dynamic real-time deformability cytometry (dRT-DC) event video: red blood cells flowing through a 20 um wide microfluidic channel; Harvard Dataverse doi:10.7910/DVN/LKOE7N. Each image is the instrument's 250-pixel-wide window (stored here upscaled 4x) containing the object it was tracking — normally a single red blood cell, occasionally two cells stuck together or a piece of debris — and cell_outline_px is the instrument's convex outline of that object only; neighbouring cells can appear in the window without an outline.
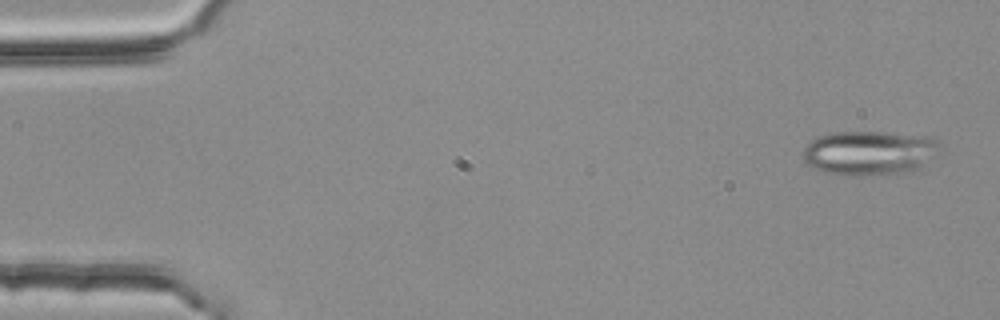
{"species": "common noctule bat (a hibernating species)", "species_latin": "Nyctalus noctula", "temperature_condition": "room temperature", "stored_images_in_passage": 4, "camera_frame_rate_fps": 3000, "um_per_image_px": 0.085, "animal": {"sex": "female", "body_mass_g": 25.1}, "frame": {"image": 1, "passage_image": 1, "time_ms": 0.0, "image_size_px": [1000, 320], "cell_outline_px": [[940, 144], [924, 164], [916, 168], [900, 172], [860, 176], [824, 172], [812, 168], [804, 160], [804, 148], [816, 136], [836, 132], [880, 132], [928, 136], [936, 140]], "centroid_in_image_um": [73.81, 12.98], "position_along_channel_um": 11.2, "area_um2": 34.62}}